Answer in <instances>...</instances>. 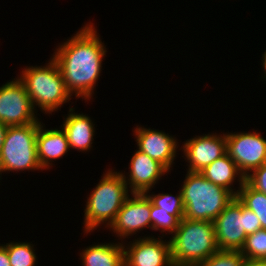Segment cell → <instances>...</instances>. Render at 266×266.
<instances>
[{"instance_id":"cell-7","label":"cell","mask_w":266,"mask_h":266,"mask_svg":"<svg viewBox=\"0 0 266 266\" xmlns=\"http://www.w3.org/2000/svg\"><path fill=\"white\" fill-rule=\"evenodd\" d=\"M38 123L9 126L0 152L3 172L42 170L36 149Z\"/></svg>"},{"instance_id":"cell-8","label":"cell","mask_w":266,"mask_h":266,"mask_svg":"<svg viewBox=\"0 0 266 266\" xmlns=\"http://www.w3.org/2000/svg\"><path fill=\"white\" fill-rule=\"evenodd\" d=\"M24 84L17 77L0 87V122L7 126L39 123Z\"/></svg>"},{"instance_id":"cell-17","label":"cell","mask_w":266,"mask_h":266,"mask_svg":"<svg viewBox=\"0 0 266 266\" xmlns=\"http://www.w3.org/2000/svg\"><path fill=\"white\" fill-rule=\"evenodd\" d=\"M200 173L212 183L229 190L235 197L245 182V176L240 172L235 162L228 156L227 153L216 159ZM236 177L239 179L237 180ZM235 180L239 182L238 190L233 188V182Z\"/></svg>"},{"instance_id":"cell-14","label":"cell","mask_w":266,"mask_h":266,"mask_svg":"<svg viewBox=\"0 0 266 266\" xmlns=\"http://www.w3.org/2000/svg\"><path fill=\"white\" fill-rule=\"evenodd\" d=\"M129 166L130 174L125 175V172H121V174L126 185H129L130 195L133 193L144 194L148 190L151 191L158 180L169 172L162 164L138 149L133 154Z\"/></svg>"},{"instance_id":"cell-22","label":"cell","mask_w":266,"mask_h":266,"mask_svg":"<svg viewBox=\"0 0 266 266\" xmlns=\"http://www.w3.org/2000/svg\"><path fill=\"white\" fill-rule=\"evenodd\" d=\"M240 252L245 259L266 260V230L248 235Z\"/></svg>"},{"instance_id":"cell-6","label":"cell","mask_w":266,"mask_h":266,"mask_svg":"<svg viewBox=\"0 0 266 266\" xmlns=\"http://www.w3.org/2000/svg\"><path fill=\"white\" fill-rule=\"evenodd\" d=\"M219 250L240 251L246 237L261 229L256 214L234 197L213 221Z\"/></svg>"},{"instance_id":"cell-30","label":"cell","mask_w":266,"mask_h":266,"mask_svg":"<svg viewBox=\"0 0 266 266\" xmlns=\"http://www.w3.org/2000/svg\"><path fill=\"white\" fill-rule=\"evenodd\" d=\"M2 173H3V171H2V168L0 167V177H2L1 176ZM0 180H1V178H0Z\"/></svg>"},{"instance_id":"cell-5","label":"cell","mask_w":266,"mask_h":266,"mask_svg":"<svg viewBox=\"0 0 266 266\" xmlns=\"http://www.w3.org/2000/svg\"><path fill=\"white\" fill-rule=\"evenodd\" d=\"M181 192L184 203V218L214 221L235 197L226 188L207 180L200 172L185 176Z\"/></svg>"},{"instance_id":"cell-28","label":"cell","mask_w":266,"mask_h":266,"mask_svg":"<svg viewBox=\"0 0 266 266\" xmlns=\"http://www.w3.org/2000/svg\"><path fill=\"white\" fill-rule=\"evenodd\" d=\"M9 126L0 122V152L4 143L5 135Z\"/></svg>"},{"instance_id":"cell-4","label":"cell","mask_w":266,"mask_h":266,"mask_svg":"<svg viewBox=\"0 0 266 266\" xmlns=\"http://www.w3.org/2000/svg\"><path fill=\"white\" fill-rule=\"evenodd\" d=\"M121 172L110 168L91 191L84 209L85 234L96 230L101 224L109 227L125 200L130 196Z\"/></svg>"},{"instance_id":"cell-9","label":"cell","mask_w":266,"mask_h":266,"mask_svg":"<svg viewBox=\"0 0 266 266\" xmlns=\"http://www.w3.org/2000/svg\"><path fill=\"white\" fill-rule=\"evenodd\" d=\"M227 154L246 177L266 163V139L256 131L226 133Z\"/></svg>"},{"instance_id":"cell-10","label":"cell","mask_w":266,"mask_h":266,"mask_svg":"<svg viewBox=\"0 0 266 266\" xmlns=\"http://www.w3.org/2000/svg\"><path fill=\"white\" fill-rule=\"evenodd\" d=\"M125 200L114 221L108 227L122 242L145 228L151 229V201L145 194L133 193Z\"/></svg>"},{"instance_id":"cell-29","label":"cell","mask_w":266,"mask_h":266,"mask_svg":"<svg viewBox=\"0 0 266 266\" xmlns=\"http://www.w3.org/2000/svg\"><path fill=\"white\" fill-rule=\"evenodd\" d=\"M262 67L264 68V77L263 78H266V50L264 52V54H262Z\"/></svg>"},{"instance_id":"cell-23","label":"cell","mask_w":266,"mask_h":266,"mask_svg":"<svg viewBox=\"0 0 266 266\" xmlns=\"http://www.w3.org/2000/svg\"><path fill=\"white\" fill-rule=\"evenodd\" d=\"M178 192L179 193L175 196L171 193L150 194L149 190L144 194L154 206L159 208V210L172 211V215H184V203L181 189Z\"/></svg>"},{"instance_id":"cell-3","label":"cell","mask_w":266,"mask_h":266,"mask_svg":"<svg viewBox=\"0 0 266 266\" xmlns=\"http://www.w3.org/2000/svg\"><path fill=\"white\" fill-rule=\"evenodd\" d=\"M18 78L24 84L34 110L38 106L44 114L57 111L73 96L66 89L62 72L52 57L45 66H27Z\"/></svg>"},{"instance_id":"cell-16","label":"cell","mask_w":266,"mask_h":266,"mask_svg":"<svg viewBox=\"0 0 266 266\" xmlns=\"http://www.w3.org/2000/svg\"><path fill=\"white\" fill-rule=\"evenodd\" d=\"M75 108H69V114L60 128L66 134L70 149L77 151H89L92 148L95 135V127L88 115L75 113Z\"/></svg>"},{"instance_id":"cell-24","label":"cell","mask_w":266,"mask_h":266,"mask_svg":"<svg viewBox=\"0 0 266 266\" xmlns=\"http://www.w3.org/2000/svg\"><path fill=\"white\" fill-rule=\"evenodd\" d=\"M244 261L240 251L219 250L198 266H243Z\"/></svg>"},{"instance_id":"cell-2","label":"cell","mask_w":266,"mask_h":266,"mask_svg":"<svg viewBox=\"0 0 266 266\" xmlns=\"http://www.w3.org/2000/svg\"><path fill=\"white\" fill-rule=\"evenodd\" d=\"M169 239L174 266H198L219 251L212 221L183 218Z\"/></svg>"},{"instance_id":"cell-11","label":"cell","mask_w":266,"mask_h":266,"mask_svg":"<svg viewBox=\"0 0 266 266\" xmlns=\"http://www.w3.org/2000/svg\"><path fill=\"white\" fill-rule=\"evenodd\" d=\"M163 237H140L123 244L124 266H174L169 240Z\"/></svg>"},{"instance_id":"cell-1","label":"cell","mask_w":266,"mask_h":266,"mask_svg":"<svg viewBox=\"0 0 266 266\" xmlns=\"http://www.w3.org/2000/svg\"><path fill=\"white\" fill-rule=\"evenodd\" d=\"M93 23L85 24L77 33L58 45L52 58L57 62L66 89L76 99L90 101L98 81L106 47Z\"/></svg>"},{"instance_id":"cell-13","label":"cell","mask_w":266,"mask_h":266,"mask_svg":"<svg viewBox=\"0 0 266 266\" xmlns=\"http://www.w3.org/2000/svg\"><path fill=\"white\" fill-rule=\"evenodd\" d=\"M137 148L153 160L162 164L168 171L173 166L179 143L174 136L151 128L135 127Z\"/></svg>"},{"instance_id":"cell-26","label":"cell","mask_w":266,"mask_h":266,"mask_svg":"<svg viewBox=\"0 0 266 266\" xmlns=\"http://www.w3.org/2000/svg\"><path fill=\"white\" fill-rule=\"evenodd\" d=\"M0 266H11L7 249L3 244H0Z\"/></svg>"},{"instance_id":"cell-21","label":"cell","mask_w":266,"mask_h":266,"mask_svg":"<svg viewBox=\"0 0 266 266\" xmlns=\"http://www.w3.org/2000/svg\"><path fill=\"white\" fill-rule=\"evenodd\" d=\"M184 215H172V211L159 210L151 203V229L160 231L162 236L174 234ZM167 232V233H166Z\"/></svg>"},{"instance_id":"cell-18","label":"cell","mask_w":266,"mask_h":266,"mask_svg":"<svg viewBox=\"0 0 266 266\" xmlns=\"http://www.w3.org/2000/svg\"><path fill=\"white\" fill-rule=\"evenodd\" d=\"M80 257L82 266H124L123 242L87 246Z\"/></svg>"},{"instance_id":"cell-12","label":"cell","mask_w":266,"mask_h":266,"mask_svg":"<svg viewBox=\"0 0 266 266\" xmlns=\"http://www.w3.org/2000/svg\"><path fill=\"white\" fill-rule=\"evenodd\" d=\"M189 172H201L216 159L227 153L226 133L223 135L203 134L190 138L181 147Z\"/></svg>"},{"instance_id":"cell-25","label":"cell","mask_w":266,"mask_h":266,"mask_svg":"<svg viewBox=\"0 0 266 266\" xmlns=\"http://www.w3.org/2000/svg\"><path fill=\"white\" fill-rule=\"evenodd\" d=\"M245 181L257 191L266 194V163L246 176Z\"/></svg>"},{"instance_id":"cell-20","label":"cell","mask_w":266,"mask_h":266,"mask_svg":"<svg viewBox=\"0 0 266 266\" xmlns=\"http://www.w3.org/2000/svg\"><path fill=\"white\" fill-rule=\"evenodd\" d=\"M7 249L11 266H35L36 253L30 242H10L4 245Z\"/></svg>"},{"instance_id":"cell-27","label":"cell","mask_w":266,"mask_h":266,"mask_svg":"<svg viewBox=\"0 0 266 266\" xmlns=\"http://www.w3.org/2000/svg\"><path fill=\"white\" fill-rule=\"evenodd\" d=\"M243 266H266V260L245 259Z\"/></svg>"},{"instance_id":"cell-19","label":"cell","mask_w":266,"mask_h":266,"mask_svg":"<svg viewBox=\"0 0 266 266\" xmlns=\"http://www.w3.org/2000/svg\"><path fill=\"white\" fill-rule=\"evenodd\" d=\"M236 197L256 214L260 220L261 229L266 230V194L257 191L245 181Z\"/></svg>"},{"instance_id":"cell-15","label":"cell","mask_w":266,"mask_h":266,"mask_svg":"<svg viewBox=\"0 0 266 266\" xmlns=\"http://www.w3.org/2000/svg\"><path fill=\"white\" fill-rule=\"evenodd\" d=\"M43 126L40 121L36 139L37 158L42 171L49 169L54 162L53 160L62 158L70 150L66 134L62 128L49 130Z\"/></svg>"}]
</instances>
